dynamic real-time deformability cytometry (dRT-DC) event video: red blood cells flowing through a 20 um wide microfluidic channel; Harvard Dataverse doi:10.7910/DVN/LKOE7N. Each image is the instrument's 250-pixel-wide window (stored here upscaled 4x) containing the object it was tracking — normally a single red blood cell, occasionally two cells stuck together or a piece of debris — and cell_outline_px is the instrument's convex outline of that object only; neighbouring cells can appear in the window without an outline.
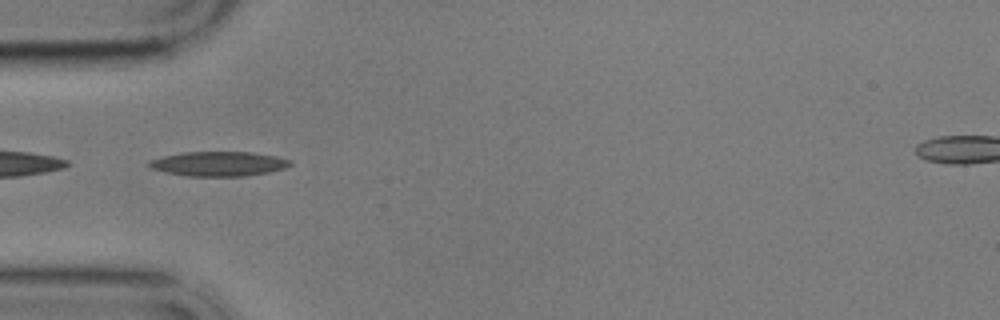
{"species": "common noctule bat (a hibernating species)", "species_latin": "Nyctalus noctula", "temperature_condition": "cold", "stored_images_in_passage": 2, "camera_frame_rate_fps": 3000, "um_per_image_px": 0.085, "animal": {"sex": "male", "body_mass_g": 17.9}, "frame": {"image": 1, "passage_image": 2, "time_ms": 1.333, "image_size_px": [1000, 320], "cell_outline_px": [[292, 164], [284, 168], [268, 172], [244, 176], [184, 176], [164, 172], [152, 168], [148, 164], [148, 160], [164, 156], [184, 152], [252, 152], [276, 156], [292, 160]], "centroid_in_image_um": [18.58, 13.92], "position_along_channel_um": 66.4, "area_um2": 20.23}}